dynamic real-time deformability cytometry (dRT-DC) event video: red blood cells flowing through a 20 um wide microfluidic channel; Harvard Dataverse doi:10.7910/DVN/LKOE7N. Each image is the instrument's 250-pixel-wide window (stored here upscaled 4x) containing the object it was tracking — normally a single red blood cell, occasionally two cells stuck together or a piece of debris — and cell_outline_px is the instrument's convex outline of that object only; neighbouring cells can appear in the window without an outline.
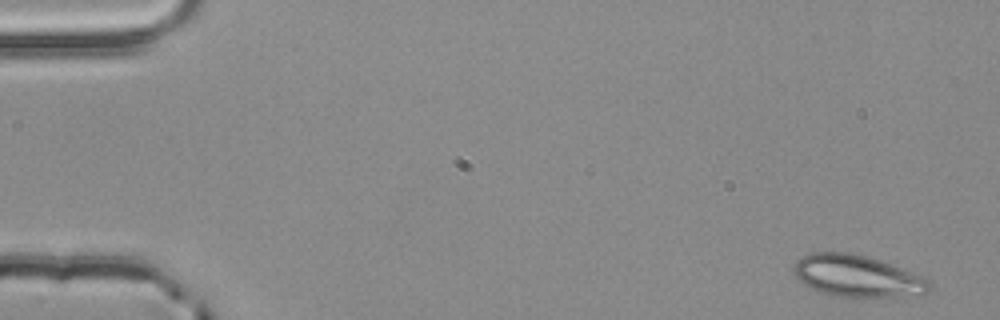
{"species": "common noctule bat (a hibernating species)", "species_latin": "Nyctalus noctula", "temperature_condition": "room temperature", "stored_images_in_passage": 53, "camera_frame_rate_fps": 3000, "um_per_image_px": 0.085, "animal": {"sex": "male", "body_mass_g": 20.4}, "frame": {"image": 1, "passage_image": 1, "time_ms": 0.0, "image_size_px": [1000, 320], "cell_outline_px": [[932, 284], [928, 292], [920, 296], [832, 296], [820, 292], [804, 284], [796, 276], [792, 268], [796, 260], [812, 252], [848, 252], [868, 256], [880, 260], [920, 276], [928, 280]], "centroid_in_image_um": [72.85, 23.46], "position_along_channel_um": 12.2, "area_um2": 32.83}}
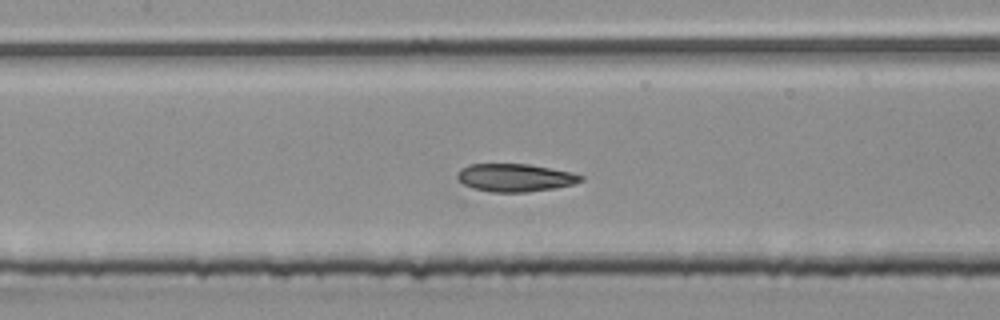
{"frame": {"image": 2, "passage_image": 24, "time_ms": 7.667, "image_size_px": [1000, 320], "cell_outline_px": [[584, 180], [572, 184], [556, 188], [528, 192], [492, 192], [472, 188], [464, 184], [456, 176], [456, 172], [460, 168], [468, 164], [528, 164], [572, 172], [584, 176]], "centroid_in_image_um": [43.77, 15.1], "position_along_channel_um": 163.6, "area_um2": 20.17}}
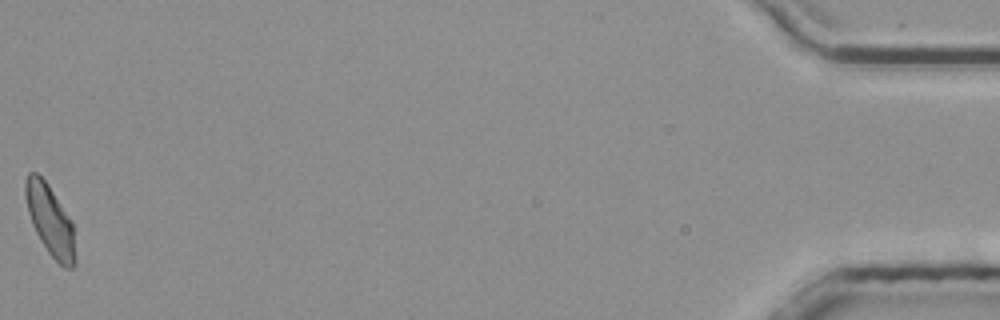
{"frame": {"image": 3, "passage_image": 53, "time_ms": 17.333, "image_size_px": [1000, 320], "cell_outline_px": [[76, 260], [72, 268], [64, 268], [48, 252], [40, 240], [32, 224], [28, 212], [24, 192], [24, 180], [28, 172], [36, 172], [48, 184], [72, 220], [76, 256]], "centroid_in_image_um": [4.26, 18.71], "position_along_channel_um": 430.9, "area_um2": 20.58}, "authors_computed_cell_mechanics": {"area_um2": 20.519, "velocity_mm_per_s": 3.8444, "shape_relaxation_time_tau1_ms": null, "shape_relaxation_time_tau2_ms": 3.3142, "deformation_change_tau1": null, "deformation_change_tau2": 0.06}}